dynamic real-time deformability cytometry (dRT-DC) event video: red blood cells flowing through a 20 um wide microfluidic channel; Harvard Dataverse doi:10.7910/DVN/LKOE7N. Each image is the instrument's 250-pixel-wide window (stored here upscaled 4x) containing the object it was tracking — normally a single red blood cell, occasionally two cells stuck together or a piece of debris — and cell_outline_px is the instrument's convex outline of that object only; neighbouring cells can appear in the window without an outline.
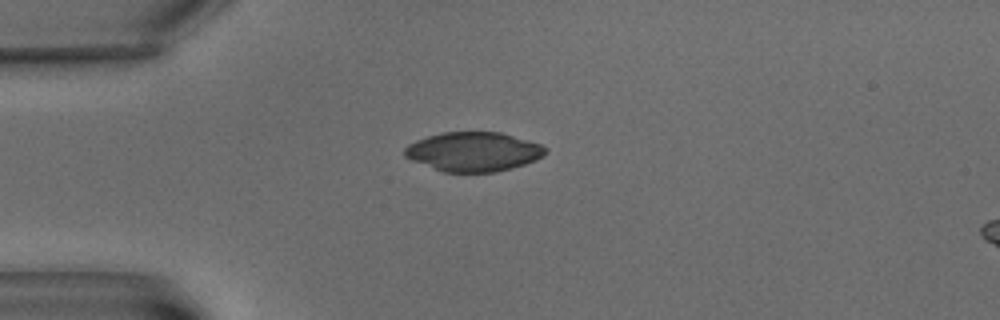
{"species": "common noctule bat (a hibernating species)", "species_latin": "Nyctalus noctula", "temperature_condition": "warm", "stored_images_in_passage": 3, "segment_of_instrument_passage": [1, 2], "camera_frame_rate_fps": 3000, "um_per_image_px": 0.085, "animal": {"sex": "male", "body_mass_g": 15.6}, "frame": {"image": 1, "passage_image": 1, "time_ms": 0.0, "image_size_px": [1000, 320], "cell_outline_px": [[548, 152], [544, 156], [536, 160], [512, 168], [496, 172], [444, 172], [412, 160], [404, 156], [404, 148], [408, 144], [416, 140], [428, 136], [444, 132], [500, 132], [528, 140], [540, 144], [548, 148]], "centroid_in_image_um": [40.27, 12.89], "position_along_channel_um": 44.7, "area_um2": 32.25}}